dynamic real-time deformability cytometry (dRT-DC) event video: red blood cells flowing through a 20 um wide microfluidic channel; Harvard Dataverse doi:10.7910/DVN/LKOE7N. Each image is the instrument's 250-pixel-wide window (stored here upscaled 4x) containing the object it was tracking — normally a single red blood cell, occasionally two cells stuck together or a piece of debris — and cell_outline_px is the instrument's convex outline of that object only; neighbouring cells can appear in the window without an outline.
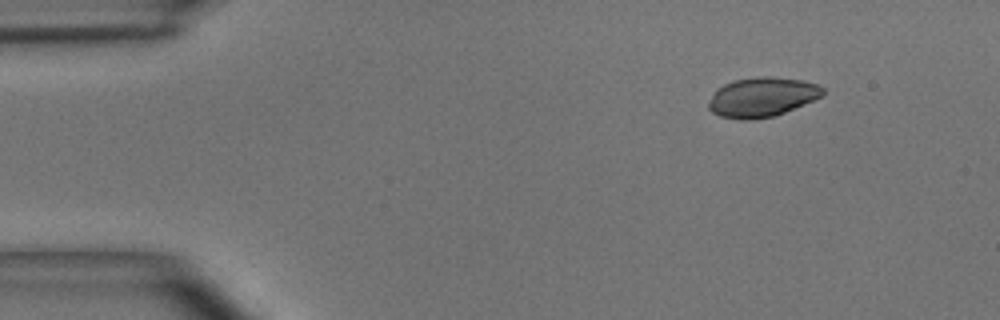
{"species": "common noctule bat (a hibernating species)", "species_latin": "Nyctalus noctula", "temperature_condition": "room temperature", "stored_images_in_passage": 44, "camera_frame_rate_fps": 3000, "um_per_image_px": 0.085, "animal": {"sex": "male", "body_mass_g": 15.6}, "frame": {"image": 1, "passage_image": 1, "time_ms": 0.0, "image_size_px": [1000, 320], "cell_outline_px": [[824, 96], [784, 112], [772, 116], [744, 120], [720, 116], [712, 112], [708, 108], [708, 104], [716, 88], [732, 80], [760, 76], [768, 76], [804, 80], [816, 84], [824, 88]], "centroid_in_image_um": [64.77, 8.23], "position_along_channel_um": 20.2, "area_um2": 26.24}}
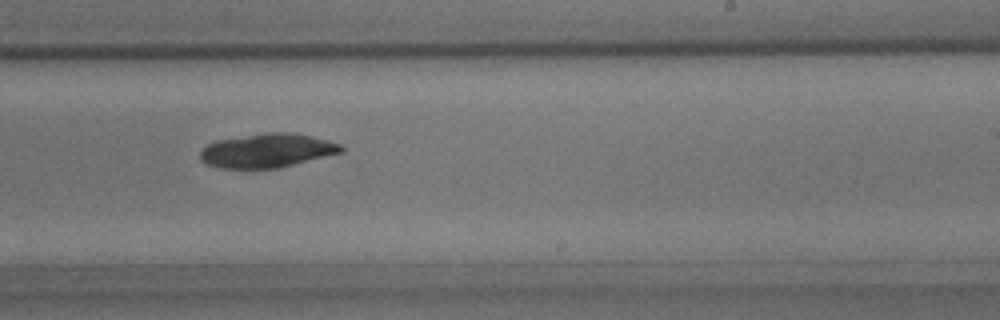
{"frame": {"image": 2, "passage_image": 25, "time_ms": 8.0, "image_size_px": [1000, 320], "cell_outline_px": [[344, 152], [280, 168], [248, 172], [220, 168], [204, 164], [200, 160], [200, 152], [208, 144], [216, 140], [264, 132], [288, 132], [312, 136], [328, 140], [340, 144], [344, 148]], "centroid_in_image_um": [22.67, 12.85], "position_along_channel_um": 266.3, "area_um2": 29.02}}
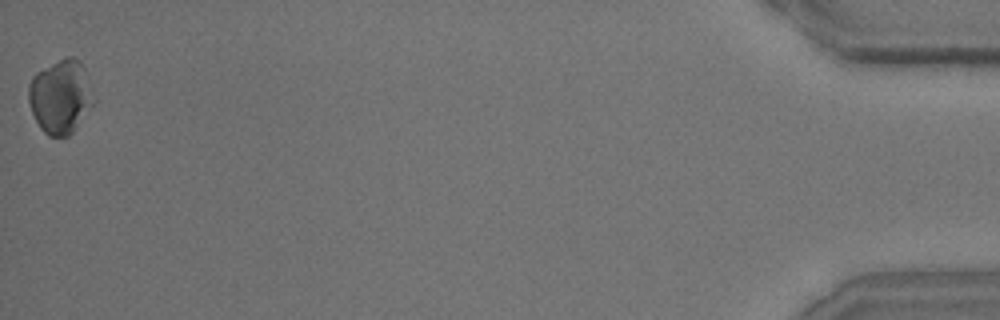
{"frame": {"image": 3, "passage_image": 44, "time_ms": 14.333, "image_size_px": [1000, 320], "cell_outline_px": [[96, 100], [72, 132], [68, 136], [48, 136], [40, 128], [32, 112], [28, 100], [28, 84], [32, 76], [36, 72], [68, 56], [72, 56], [80, 60], [84, 68]], "centroid_in_image_um": [5.14, 8.2], "position_along_channel_um": 430.1, "area_um2": 27.92}, "authors_computed_cell_mechanics": {"area_um2": 28.1775, "velocity_mm_per_s": 4.0617, "shape_relaxation_time_tau1_ms": 4.9522, "shape_relaxation_time_tau2_ms": null, "deformation_change_tau1": 0.0762, "deformation_change_tau2": null}}